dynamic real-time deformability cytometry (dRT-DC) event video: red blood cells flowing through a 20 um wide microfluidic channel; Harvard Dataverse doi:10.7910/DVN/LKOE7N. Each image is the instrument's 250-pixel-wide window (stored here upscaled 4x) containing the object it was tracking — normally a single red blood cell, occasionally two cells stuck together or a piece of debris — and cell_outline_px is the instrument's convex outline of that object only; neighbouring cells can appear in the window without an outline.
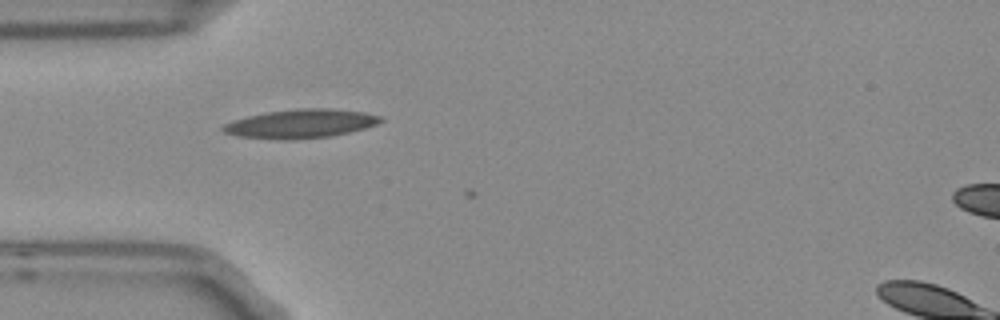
{"species": "Egyptian fruit bat (a non-hibernating species)", "species_latin": "Rousettus aegyptiacus", "temperature_condition": "room temperature", "stored_images_in_passage": 5, "camera_frame_rate_fps": 3000, "um_per_image_px": 0.085, "frame": {"image": 1, "passage_image": 4, "time_ms": 1.0, "image_size_px": [1000, 320], "cell_outline_px": [[384, 120], [376, 124], [364, 128], [348, 132], [328, 136], [292, 140], [284, 140], [236, 136], [224, 132], [220, 128], [224, 124], [232, 120], [264, 112], [296, 108], [332, 108], [364, 112], [384, 116]], "centroid_in_image_um": [25.55, 10.5], "position_along_channel_um": 59.5, "area_um2": 26.65}}